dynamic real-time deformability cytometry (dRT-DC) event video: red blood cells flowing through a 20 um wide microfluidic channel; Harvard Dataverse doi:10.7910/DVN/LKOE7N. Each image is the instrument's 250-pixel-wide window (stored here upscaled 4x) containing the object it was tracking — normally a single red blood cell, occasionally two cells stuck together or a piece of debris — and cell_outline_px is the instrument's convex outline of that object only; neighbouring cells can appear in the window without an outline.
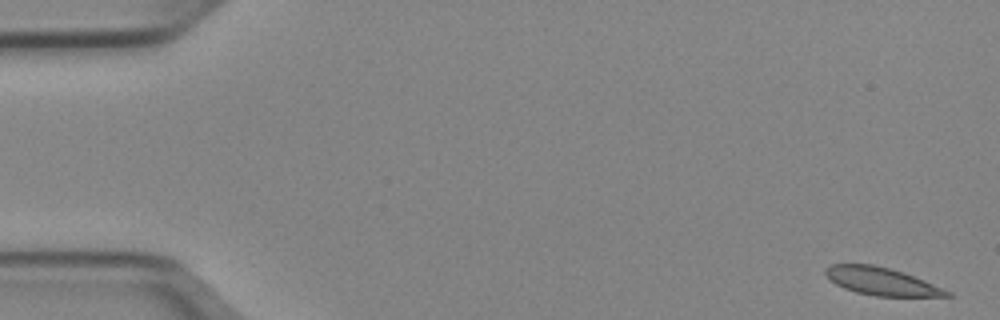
{"species": "Egyptian fruit bat (a non-hibernating species)", "species_latin": "Rousettus aegyptiacus", "temperature_condition": "cold", "stored_images_in_passage": 51, "camera_frame_rate_fps": 3000, "um_per_image_px": 0.085, "animal": {"sex": "female"}, "frame": {"image": 1, "passage_image": 1, "time_ms": 0.0, "image_size_px": [1000, 320], "cell_outline_px": [[952, 296], [876, 296], [856, 292], [844, 288], [836, 284], [824, 272], [824, 268], [832, 264], [872, 264], [904, 272], [944, 288], [952, 292]], "centroid_in_image_um": [74.94, 23.91], "position_along_channel_um": 10.1, "area_um2": 19.48}}
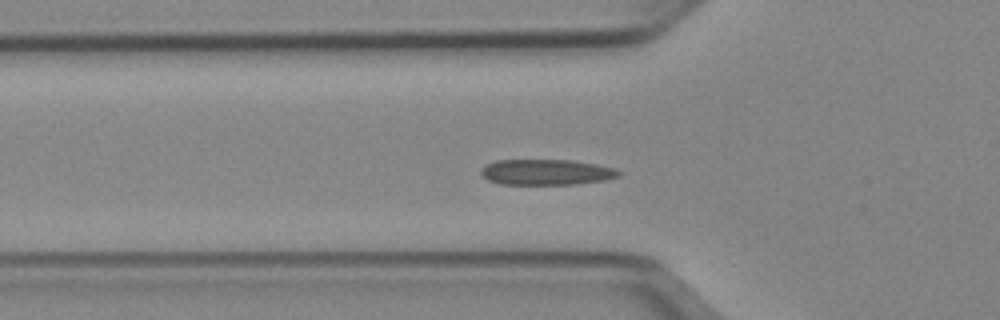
{"frame": {"image": 2, "passage_image": 17, "time_ms": 5.333, "image_size_px": [1000, 320], "cell_outline_px": [[624, 172], [620, 176], [604, 180], [576, 184], [500, 184], [488, 180], [480, 176], [480, 168], [496, 160], [572, 160], [596, 164], [616, 168]], "centroid_in_image_um": [46.45, 14.63], "position_along_channel_um": 79.3, "area_um2": 20.81}}
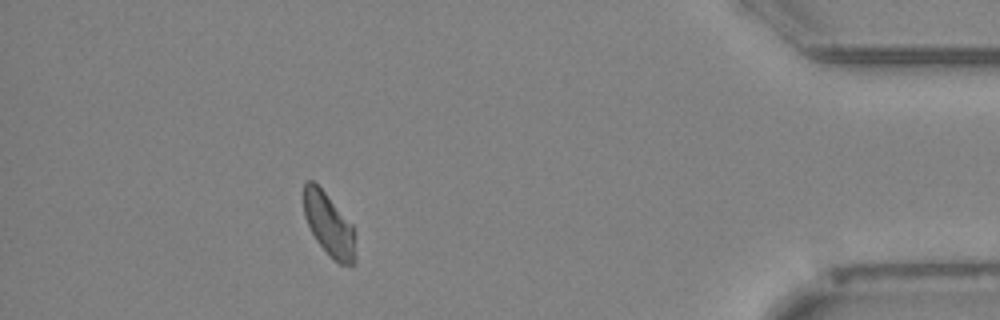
{"frame": {"image": 3, "passage_image": 46, "time_ms": 15.0, "image_size_px": [1000, 320], "cell_outline_px": [[356, 260], [352, 264], [340, 264], [316, 240], [304, 216], [304, 180], [312, 180], [324, 192], [352, 224], [356, 256]], "centroid_in_image_um": [27.95, 19.07], "position_along_channel_um": 407.2, "area_um2": 18.38}, "authors_computed_cell_mechanics": {"area_um2": 20.1722, "velocity_mm_per_s": 3.9046, "shape_relaxation_time_tau1_ms": 3.8182, "shape_relaxation_time_tau2_ms": 1.629, "deformation_change_tau1": 0.0984, "deformation_change_tau2": 0.0753}}